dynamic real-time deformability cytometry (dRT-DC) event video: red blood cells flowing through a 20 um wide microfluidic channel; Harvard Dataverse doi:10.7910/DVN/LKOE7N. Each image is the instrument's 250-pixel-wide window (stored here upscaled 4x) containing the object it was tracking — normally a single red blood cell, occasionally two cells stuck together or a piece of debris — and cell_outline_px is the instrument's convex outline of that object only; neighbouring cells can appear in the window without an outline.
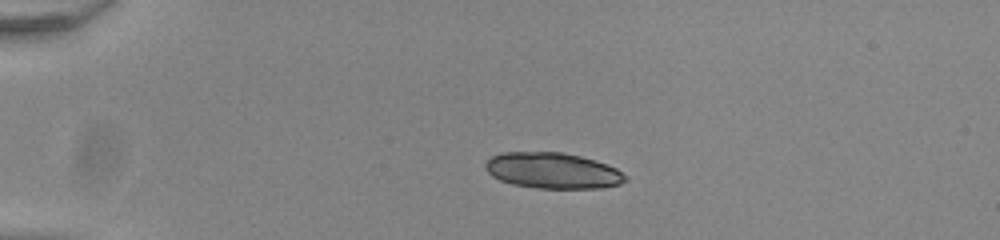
{"species": "common noctule bat (a hibernating species)", "species_latin": "Nyctalus noctula", "temperature_condition": "room temperature", "stored_images_in_passage": 41, "camera_frame_rate_fps": 3000, "um_per_image_px": 0.085, "animal": {"sex": "male", "body_mass_g": 20.0, "forearm_length_mm": 53.3}, "frame": {"image": 1, "passage_image": 1, "time_ms": 0.0, "image_size_px": [1000, 240], "cell_outline_px": [[628, 180], [620, 184], [600, 188], [536, 188], [512, 184], [500, 180], [492, 176], [484, 168], [484, 164], [492, 156], [504, 152], [564, 152], [596, 160], [608, 164], [616, 168], [628, 176]], "centroid_in_image_um": [47.0, 14.5], "position_along_channel_um": 38.0, "area_um2": 29.48}}